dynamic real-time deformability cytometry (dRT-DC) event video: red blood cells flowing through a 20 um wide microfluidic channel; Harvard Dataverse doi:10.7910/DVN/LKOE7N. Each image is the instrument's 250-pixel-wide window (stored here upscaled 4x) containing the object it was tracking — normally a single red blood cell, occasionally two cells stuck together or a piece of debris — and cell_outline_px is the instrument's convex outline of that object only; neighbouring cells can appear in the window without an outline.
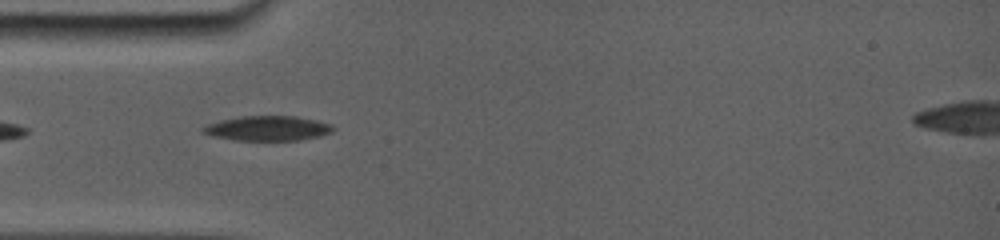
{"species": "common noctule bat (a hibernating species)", "species_latin": "Nyctalus noctula", "temperature_condition": "room temperature", "stored_images_in_passage": 36, "camera_frame_rate_fps": 5000, "um_per_image_px": 0.085, "animal": {"sex": "female", "body_mass_g": 19.0, "forearm_length_mm": 56.7}, "frame": {"image": 1, "passage_image": 1, "time_ms": 0.0, "image_size_px": [1000, 240], "cell_outline_px": [[332, 128], [328, 132], [296, 140], [240, 140], [220, 136], [204, 132], [204, 128], [220, 120], [240, 116], [296, 116], [328, 124]], "centroid_in_image_um": [22.73, 10.88], "position_along_channel_um": 62.3, "area_um2": 17.57}}
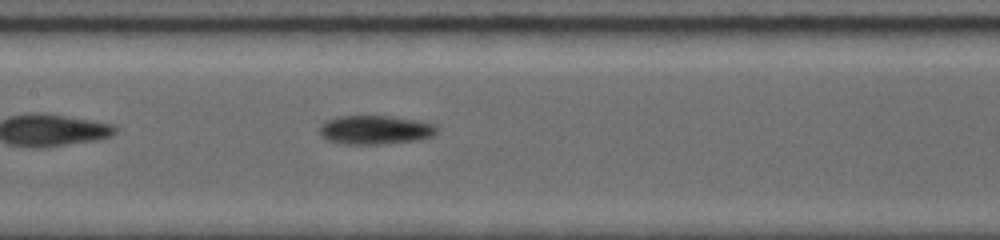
{"frame": {"image": 2, "passage_image": 10, "time_ms": 3.0, "image_size_px": [1000, 240], "cell_outline_px": [[436, 132], [428, 136], [408, 140], [360, 144], [332, 140], [324, 136], [320, 132], [320, 128], [328, 120], [340, 116], [388, 116], [412, 120], [432, 124]], "centroid_in_image_um": [31.84, 11.0], "position_along_channel_um": 175.6, "area_um2": 18.09}}
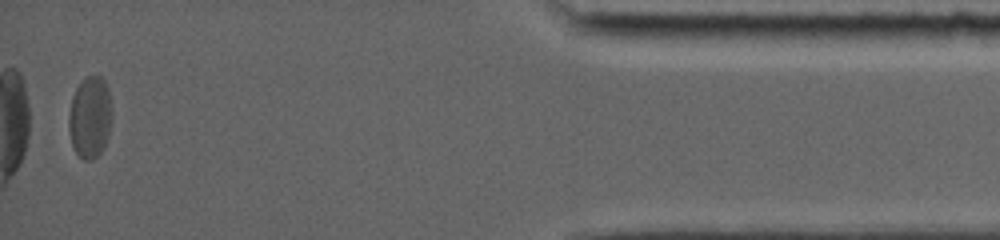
{"frame": {"image": 3, "passage_image": 35, "time_ms": 11.2, "image_size_px": [1000, 240], "cell_outline_px": [[112, 120], [108, 136], [104, 148], [92, 160], [84, 160], [76, 152], [72, 144], [68, 128], [68, 116], [72, 96], [76, 88], [84, 76], [100, 76], [104, 80], [108, 88], [112, 112]], "centroid_in_image_um": [7.65, 9.95], "position_along_channel_um": 427.5, "area_um2": 20.81}}